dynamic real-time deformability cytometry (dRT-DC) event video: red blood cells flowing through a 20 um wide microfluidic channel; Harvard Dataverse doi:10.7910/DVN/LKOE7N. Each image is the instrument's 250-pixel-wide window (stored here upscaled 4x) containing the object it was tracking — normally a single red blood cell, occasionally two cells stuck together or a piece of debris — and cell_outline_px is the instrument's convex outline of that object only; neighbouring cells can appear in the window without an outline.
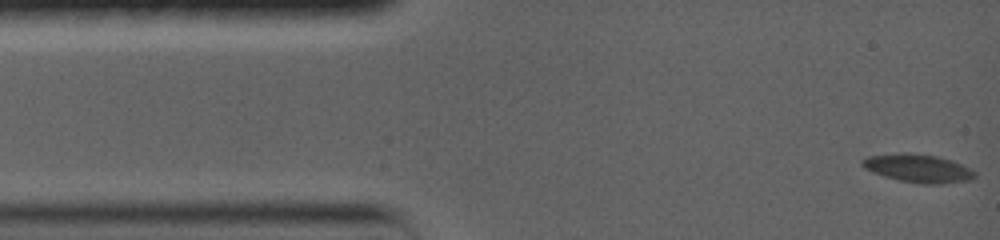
{"species": "common noctule bat (a hibernating species)", "species_latin": "Nyctalus noctula", "temperature_condition": "warm", "stored_images_in_passage": 43, "camera_frame_rate_fps": 5000, "um_per_image_px": 0.085, "animal": {"sex": "female", "body_mass_g": 19.0, "forearm_length_mm": 56.7}, "frame": {"image": 1, "passage_image": 1, "time_ms": 0.0, "image_size_px": [1000, 240], "cell_outline_px": [[976, 176], [968, 180], [940, 184], [924, 184], [900, 180], [884, 176], [864, 168], [860, 164], [860, 160], [868, 156], [908, 152], [936, 156], [952, 160], [976, 172]], "centroid_in_image_um": [78.01, 14.3], "position_along_channel_um": 7.0, "area_um2": 18.32}}
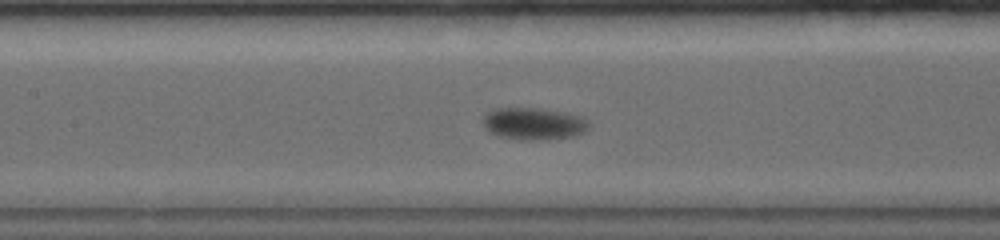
{"frame": {"image": 2, "passage_image": 18, "time_ms": 6.8, "image_size_px": [1000, 240], "cell_outline_px": [[592, 124], [584, 132], [576, 136], [548, 140], [528, 140], [496, 136], [488, 132], [484, 128], [484, 116], [488, 112], [496, 108], [536, 108], [584, 116]], "centroid_in_image_um": [45.4, 10.53], "position_along_channel_um": 162.0, "area_um2": 20.06}}
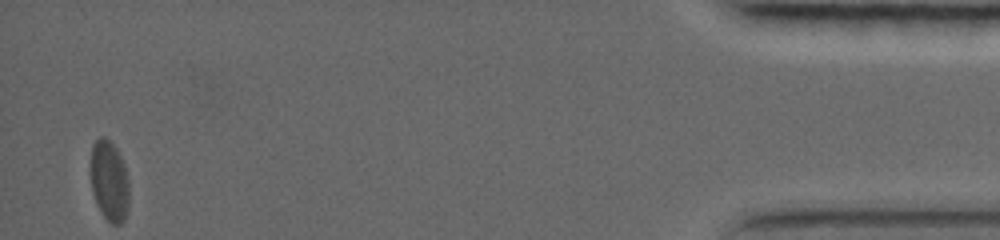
{"frame": {"image": 3, "passage_image": 43, "time_ms": 17.8, "image_size_px": [1000, 240], "cell_outline_px": [[128, 204], [124, 220], [120, 224], [112, 224], [100, 212], [96, 204], [92, 192], [92, 144], [100, 136], [104, 136], [116, 148], [124, 164], [128, 180]], "centroid_in_image_um": [9.29, 15.4], "position_along_channel_um": 425.9, "area_um2": 17.8}, "authors_computed_cell_mechanics": {"area_um2": 18.2648, "velocity_mm_per_s": 3.44, "shape_relaxation_time_tau1_ms": 4.1171, "shape_relaxation_time_tau2_ms": null, "deformation_change_tau1": 0.1657, "deformation_change_tau2": null}}